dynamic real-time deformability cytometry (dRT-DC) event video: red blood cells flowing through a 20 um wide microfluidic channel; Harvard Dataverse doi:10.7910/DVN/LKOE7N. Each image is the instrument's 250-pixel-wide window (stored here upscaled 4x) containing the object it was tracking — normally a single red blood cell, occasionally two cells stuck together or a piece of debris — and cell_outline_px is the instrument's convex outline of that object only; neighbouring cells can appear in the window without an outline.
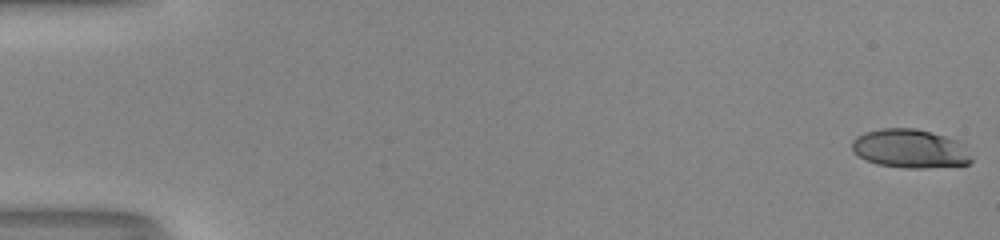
{"species": "human", "species_latin": "Homo sapiens", "temperature_condition": "room temperature", "stored_images_in_passage": 53, "camera_frame_rate_fps": 3000, "um_per_image_px": 0.085, "donor": {"sex": "male"}, "frame": {"image": 1, "passage_image": 1, "time_ms": 0.0, "image_size_px": [1000, 240], "cell_outline_px": [[972, 160], [968, 164], [924, 168], [904, 168], [876, 164], [864, 160], [852, 152], [852, 140], [856, 136], [868, 132], [884, 128], [912, 128], [944, 136], [956, 140], [972, 156]], "centroid_in_image_um": [77.3, 12.65], "position_along_channel_um": 7.7, "area_um2": 26.76}}
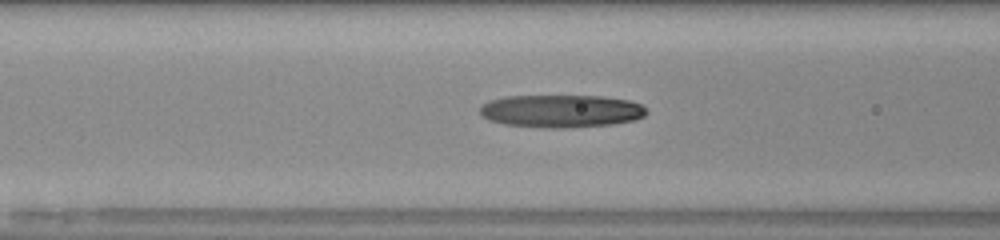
{"frame": {"image": 2, "passage_image": 23, "time_ms": 7.333, "image_size_px": [1000, 240], "cell_outline_px": [[648, 112], [644, 116], [632, 120], [612, 124], [572, 128], [544, 128], [504, 124], [488, 120], [480, 116], [480, 108], [488, 100], [508, 96], [600, 96], [628, 100], [640, 104]], "centroid_in_image_um": [47.66, 9.45], "position_along_channel_um": 118.9, "area_um2": 31.91}}
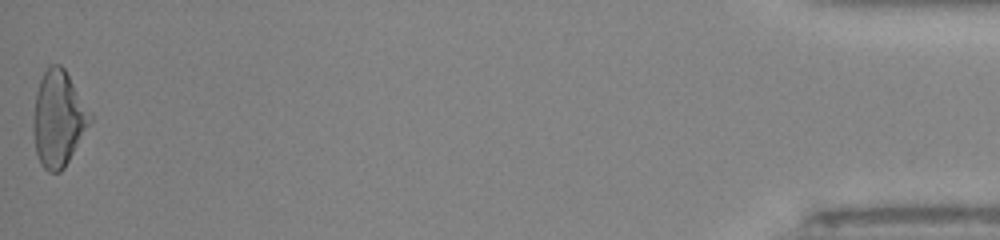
{"frame": {"image": 3, "passage_image": 53, "time_ms": 17.333, "image_size_px": [1000, 240], "cell_outline_px": [[92, 120], [64, 168], [60, 172], [48, 172], [40, 164], [36, 152], [32, 132], [32, 120], [36, 92], [40, 80], [48, 64], [60, 64], [64, 68], [92, 116]], "centroid_in_image_um": [4.92, 10.1], "position_along_channel_um": 430.3, "area_um2": 31.56}, "authors_computed_cell_mechanics": {"area_um2": 30.634, "velocity_mm_per_s": 4.0838, "shape_relaxation_time_tau1_ms": 6.5578, "shape_relaxation_time_tau2_ms": 2.7115, "deformation_change_tau1": 0.2699, "deformation_change_tau2": 0.1238}}